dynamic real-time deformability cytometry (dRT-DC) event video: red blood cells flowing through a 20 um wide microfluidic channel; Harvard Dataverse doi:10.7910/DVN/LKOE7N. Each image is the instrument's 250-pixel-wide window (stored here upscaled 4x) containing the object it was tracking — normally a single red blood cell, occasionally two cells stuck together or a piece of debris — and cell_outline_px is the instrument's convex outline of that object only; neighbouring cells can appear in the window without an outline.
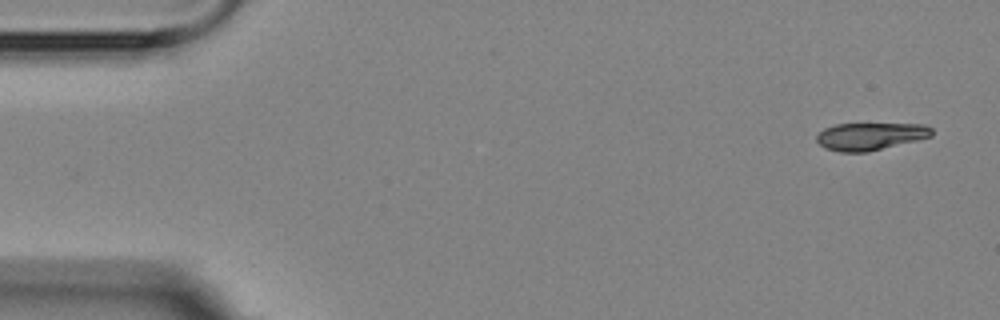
{"species": "Egyptian fruit bat (a non-hibernating species)", "species_latin": "Rousettus aegyptiacus", "temperature_condition": "room temperature", "stored_images_in_passage": 4, "camera_frame_rate_fps": 3000, "um_per_image_px": 0.085, "animal": {"sex": "female"}, "frame": {"image": 1, "passage_image": 1, "time_ms": 0.0, "image_size_px": [1000, 320], "cell_outline_px": [[932, 136], [868, 152], [840, 152], [824, 148], [816, 140], [816, 136], [824, 128], [836, 124], [924, 124], [932, 128]], "centroid_in_image_um": [73.95, 11.58], "position_along_channel_um": 11.0, "area_um2": 18.32}}
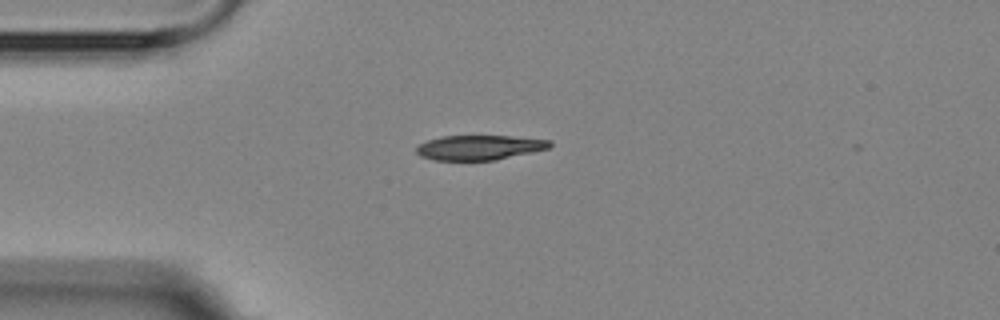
{"frame": {"image": 2, "passage_image": 4, "time_ms": 3.667, "image_size_px": [1000, 320], "cell_outline_px": [[552, 144], [548, 148], [532, 152], [496, 160], [432, 160], [420, 156], [416, 152], [416, 148], [420, 144], [428, 140], [440, 136], [512, 136], [552, 140]], "centroid_in_image_um": [40.74, 12.54], "position_along_channel_um": 44.3, "area_um2": 19.25}}